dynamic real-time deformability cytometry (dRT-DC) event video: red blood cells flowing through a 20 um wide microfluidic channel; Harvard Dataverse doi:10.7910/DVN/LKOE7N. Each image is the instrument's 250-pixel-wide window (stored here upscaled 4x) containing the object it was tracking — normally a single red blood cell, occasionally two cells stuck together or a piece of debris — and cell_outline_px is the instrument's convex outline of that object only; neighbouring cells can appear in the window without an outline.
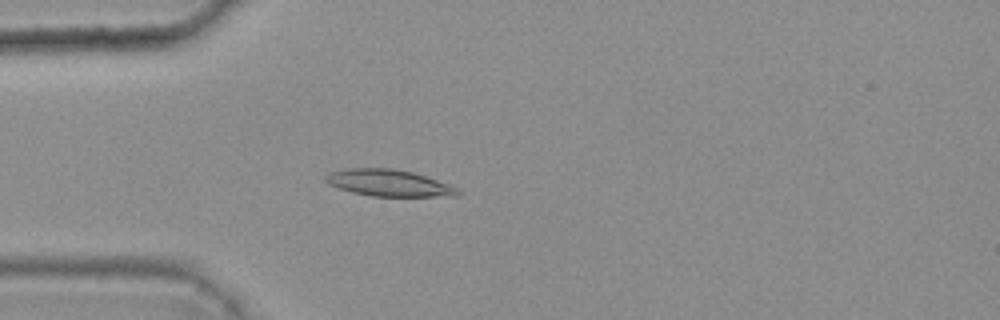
{"species": "common noctule bat (a hibernating species)", "species_latin": "Nyctalus noctula", "temperature_condition": "warm", "stored_images_in_passage": 5, "camera_frame_rate_fps": 3000, "um_per_image_px": 0.085, "animal": {"sex": "female", "body_mass_g": 25.1}, "frame": {"image": 1, "passage_image": 5, "time_ms": 1.333, "image_size_px": [1000, 320], "cell_outline_px": [[460, 196], [372, 196], [352, 192], [328, 184], [324, 180], [324, 176], [332, 172], [348, 168], [392, 168], [412, 172], [448, 184], [456, 188], [460, 192]], "centroid_in_image_um": [33.03, 15.55], "position_along_channel_um": 52.0, "area_um2": 20.29}}